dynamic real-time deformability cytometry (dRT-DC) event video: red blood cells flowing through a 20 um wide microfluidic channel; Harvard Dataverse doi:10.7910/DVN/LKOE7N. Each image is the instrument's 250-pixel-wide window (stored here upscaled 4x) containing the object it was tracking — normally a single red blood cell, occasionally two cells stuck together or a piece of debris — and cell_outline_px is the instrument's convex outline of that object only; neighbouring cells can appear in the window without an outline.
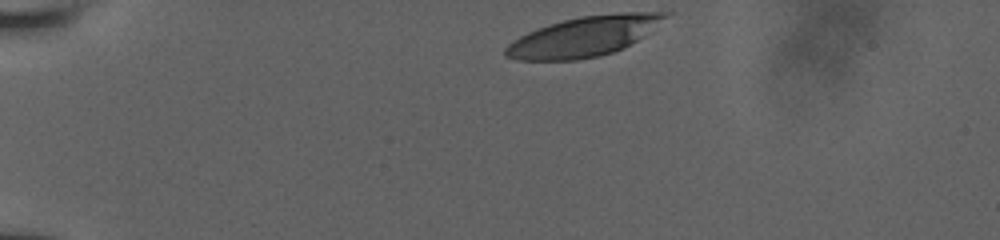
{"species": "human", "species_latin": "Homo sapiens", "temperature_condition": "room temperature", "stored_images_in_passage": 36, "camera_frame_rate_fps": 3000, "um_per_image_px": 0.085, "donor": {"sex": "male"}, "frame": {"image": 1, "passage_image": 1, "time_ms": 0.0, "image_size_px": [1000, 240], "cell_outline_px": [[672, 12], [668, 16], [644, 36], [624, 48], [600, 56], [576, 60], [516, 60], [504, 56], [504, 48], [508, 44], [520, 36], [528, 32], [548, 24], [580, 16], [620, 12]], "centroid_in_image_um": [49.62, 3.1], "position_along_channel_um": 35.4, "area_um2": 37.11}}
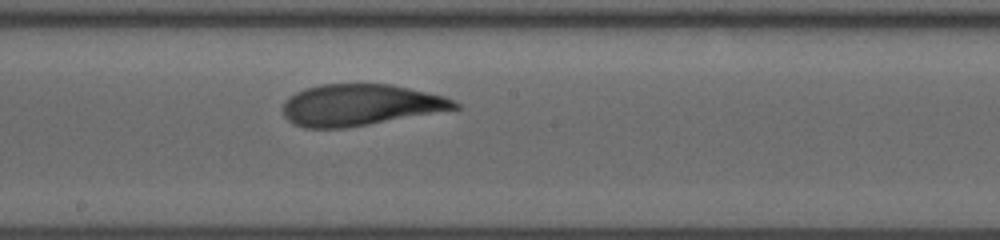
{"frame": {"image": 2, "passage_image": 21, "time_ms": 6.667, "image_size_px": [1000, 240], "cell_outline_px": [[460, 108], [368, 124], [344, 128], [304, 128], [292, 124], [284, 116], [284, 100], [288, 96], [296, 92], [320, 84], [392, 84], [444, 96], [456, 100], [460, 104]], "centroid_in_image_um": [30.6, 8.92], "position_along_channel_um": 217.6, "area_um2": 41.33}}
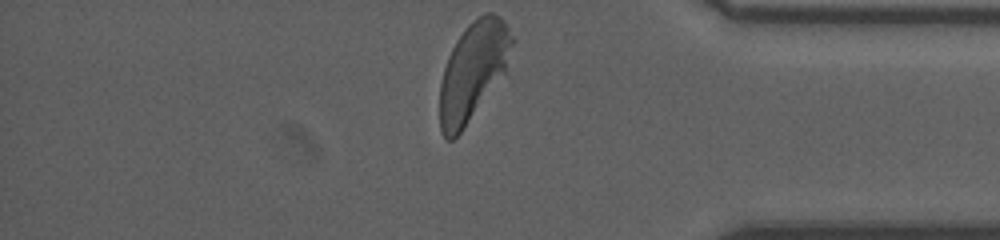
{"frame": {"image": 3, "passage_image": 36, "time_ms": 11.667, "image_size_px": [1000, 240], "cell_outline_px": [[516, 40], [504, 72], [460, 132], [452, 140], [448, 140], [444, 136], [440, 128], [440, 84], [444, 68], [448, 56], [456, 40], [468, 24], [472, 20], [484, 12], [492, 12], [500, 16], [504, 20]], "centroid_in_image_um": [40.22, 5.96], "position_along_channel_um": 395.0, "area_um2": 40.81}, "authors_computed_cell_mechanics": {"area_um2": 42.0784, "velocity_mm_per_s": 3.8744, "shape_relaxation_time_tau1_ms": 4.8275, "shape_relaxation_time_tau2_ms": 1.2873, "deformation_change_tau1": 0.209, "deformation_change_tau2": 0.0842}}